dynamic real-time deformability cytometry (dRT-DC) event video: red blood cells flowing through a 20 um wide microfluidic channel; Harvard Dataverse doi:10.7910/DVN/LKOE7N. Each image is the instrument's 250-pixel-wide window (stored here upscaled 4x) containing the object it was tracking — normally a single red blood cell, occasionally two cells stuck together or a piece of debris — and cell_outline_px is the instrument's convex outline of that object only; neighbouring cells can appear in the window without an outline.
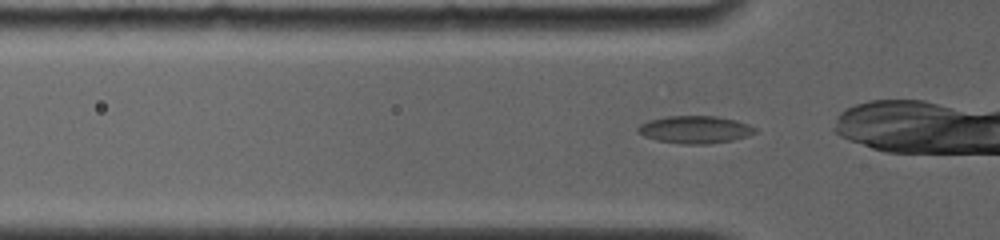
{"species": "common noctule bat (a hibernating species)", "species_latin": "Nyctalus noctula", "temperature_condition": "room temperature", "stored_images_in_passage": 26, "camera_frame_rate_fps": 4000, "um_per_image_px": 0.085, "animal": {"sex": "female", "body_mass_g": 19.0, "forearm_length_mm": 56.7}, "frame": {"image": 1, "passage_image": 2, "time_ms": 0.25, "image_size_px": [1000, 240], "cell_outline_px": [[756, 132], [748, 136], [732, 140], [708, 144], [684, 144], [656, 140], [644, 136], [636, 132], [636, 128], [640, 124], [648, 120], [664, 116], [716, 116], [736, 120], [748, 124], [756, 128]], "centroid_in_image_um": [59.04, 11.01], "position_along_channel_um": 66.8, "area_um2": 18.9}}
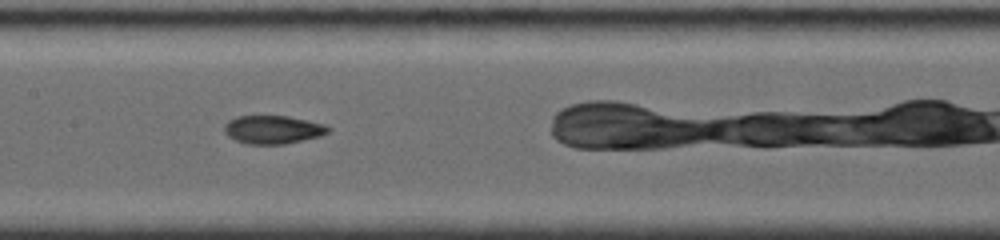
{"frame": {"image": 2, "passage_image": 10, "time_ms": 2.25, "image_size_px": [1000, 240], "cell_outline_px": [[332, 128], [328, 132], [320, 136], [284, 144], [248, 144], [236, 140], [228, 136], [224, 132], [224, 124], [228, 120], [236, 116], [288, 116], [308, 120], [324, 124]], "centroid_in_image_um": [23.19, 11.01], "position_along_channel_um": 184.2, "area_um2": 17.17}}
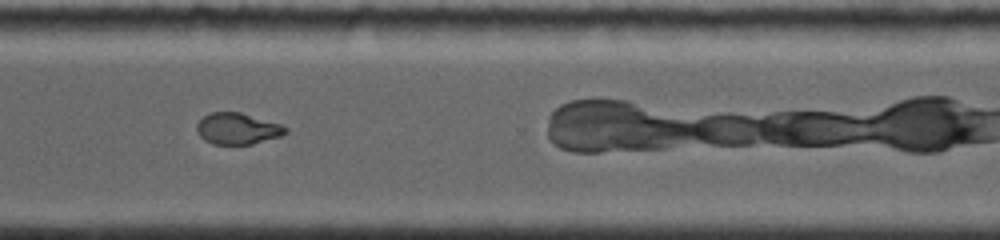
{"frame": {"image": 3, "passage_image": 22, "time_ms": 5.25, "image_size_px": [1000, 240], "cell_outline_px": [[288, 132], [280, 136], [252, 144], [212, 144], [204, 140], [200, 136], [196, 128], [196, 124], [204, 116], [212, 112], [240, 112], [280, 124], [288, 128]], "centroid_in_image_um": [20.18, 10.94], "position_along_channel_um": 350.4, "area_um2": 16.13}}